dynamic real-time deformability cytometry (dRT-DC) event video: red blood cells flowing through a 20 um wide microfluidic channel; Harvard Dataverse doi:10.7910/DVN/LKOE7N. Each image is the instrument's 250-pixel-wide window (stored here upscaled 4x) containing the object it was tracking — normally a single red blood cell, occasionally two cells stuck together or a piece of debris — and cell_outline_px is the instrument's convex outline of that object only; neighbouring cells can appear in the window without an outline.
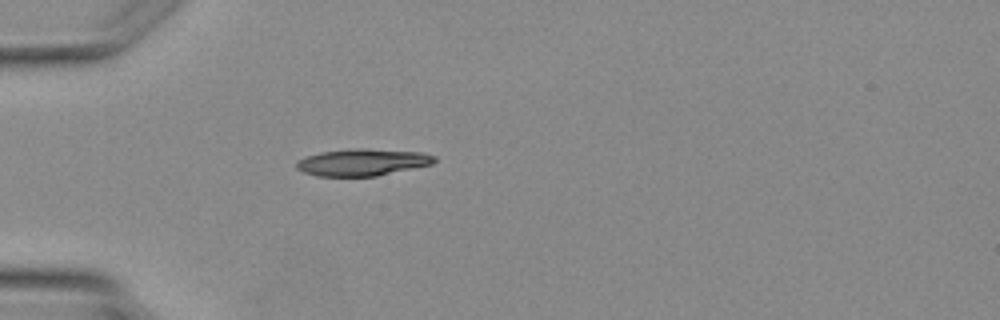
{"species": "Egyptian fruit bat (a non-hibernating species)", "species_latin": "Rousettus aegyptiacus", "temperature_condition": "warm", "stored_images_in_passage": 2, "camera_frame_rate_fps": 3000, "um_per_image_px": 0.085, "animal": {"sex": "female"}, "frame": {"image": 1, "passage_image": 2, "time_ms": 1.0, "image_size_px": [1000, 320], "cell_outline_px": [[436, 160], [432, 164], [376, 176], [316, 176], [304, 172], [296, 168], [296, 164], [300, 160], [308, 156], [320, 152], [356, 148], [364, 148], [420, 152], [436, 156]], "centroid_in_image_um": [30.82, 13.79], "position_along_channel_um": 54.2, "area_um2": 21.44}}